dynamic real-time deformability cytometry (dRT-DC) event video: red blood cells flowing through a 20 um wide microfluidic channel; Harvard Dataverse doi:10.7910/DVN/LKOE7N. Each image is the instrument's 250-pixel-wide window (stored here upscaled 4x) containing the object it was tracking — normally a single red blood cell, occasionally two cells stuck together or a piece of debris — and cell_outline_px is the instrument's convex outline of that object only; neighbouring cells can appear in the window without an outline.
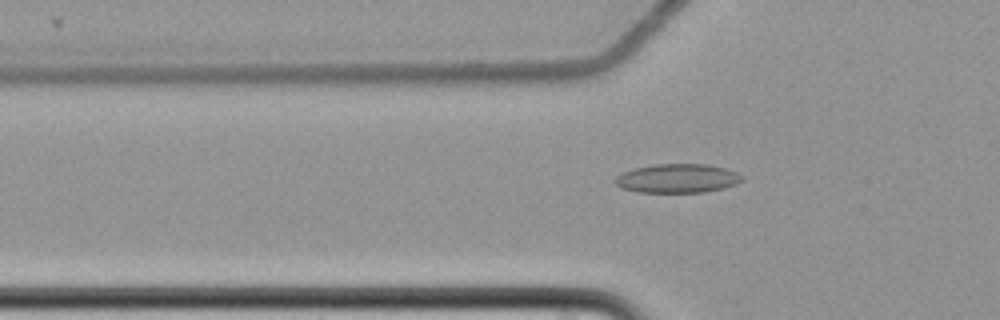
{"species": "common noctule bat (a hibernating species)", "species_latin": "Nyctalus noctula", "temperature_condition": "cold", "stored_images_in_passage": 61, "camera_frame_rate_fps": 3000, "um_per_image_px": 0.085, "animal": {"sex": "female", "body_mass_g": 22.7, "forearm_length_mm": 54.2}, "frame": {"image": 1, "passage_image": 22, "time_ms": 7.0, "image_size_px": [1000, 320], "cell_outline_px": [[744, 180], [736, 184], [724, 188], [704, 192], [636, 192], [620, 188], [616, 184], [616, 176], [624, 172], [636, 168], [656, 164], [708, 164], [724, 168], [736, 172]], "centroid_in_image_um": [57.59, 15.17], "position_along_channel_um": 68.2, "area_um2": 21.27}}
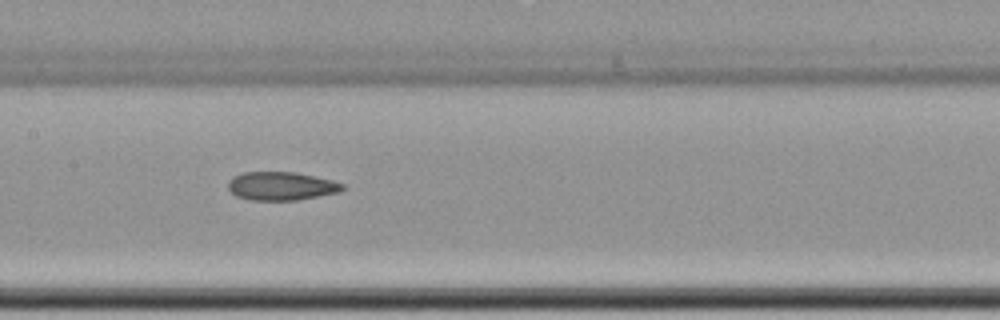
{"frame": {"image": 2, "passage_image": 32, "time_ms": 10.333, "image_size_px": [1000, 320], "cell_outline_px": [[344, 188], [340, 192], [296, 200], [248, 200], [236, 196], [228, 188], [228, 180], [232, 176], [244, 172], [296, 172], [332, 180], [344, 184]], "centroid_in_image_um": [23.88, 15.81], "position_along_channel_um": 183.5, "area_um2": 19.02}}
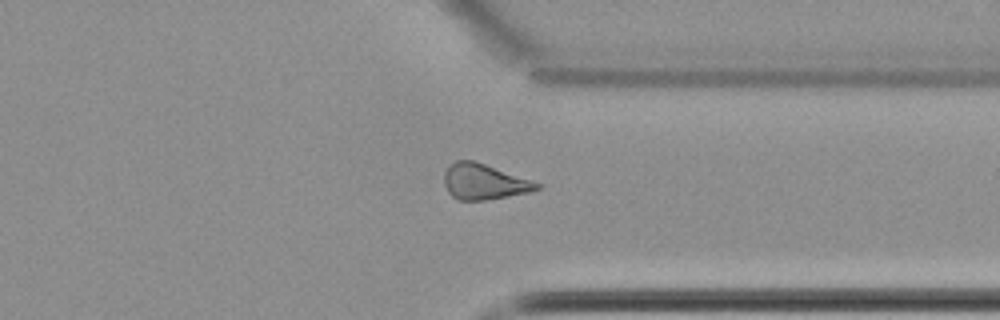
{"frame": {"image": 3, "passage_image": 48, "time_ms": 15.667, "image_size_px": [1000, 320], "cell_outline_px": [[544, 188], [528, 192], [508, 196], [484, 200], [456, 200], [448, 192], [444, 184], [444, 172], [448, 164], [456, 160], [472, 160], [544, 184]], "centroid_in_image_um": [41.15, 15.45], "position_along_channel_um": 370.3, "area_um2": 19.36}, "authors_computed_cell_mechanics": {"area_um2": 19.9988, "velocity_mm_per_s": 3.5063, "shape_relaxation_time_tau1_ms": null, "shape_relaxation_time_tau2_ms": 8.0007, "deformation_change_tau1": null, "deformation_change_tau2": 0.148}}